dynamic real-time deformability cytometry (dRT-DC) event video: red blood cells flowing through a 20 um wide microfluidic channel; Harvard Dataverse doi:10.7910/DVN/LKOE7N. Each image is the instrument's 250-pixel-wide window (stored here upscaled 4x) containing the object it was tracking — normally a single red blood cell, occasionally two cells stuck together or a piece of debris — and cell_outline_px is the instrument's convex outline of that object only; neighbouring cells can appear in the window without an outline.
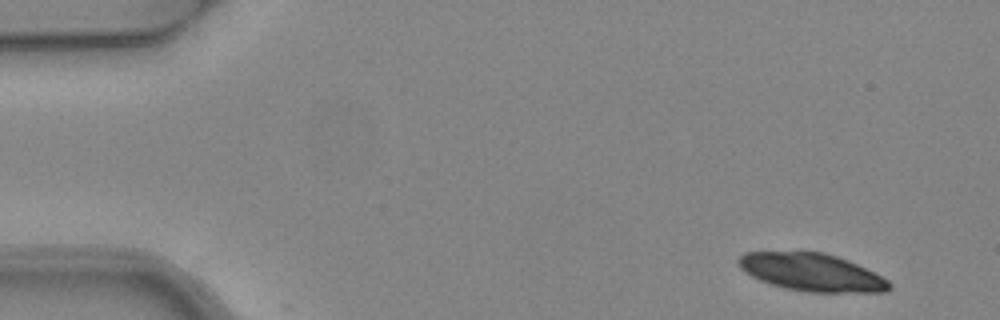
{"species": "common noctule bat (a hibernating species)", "species_latin": "Nyctalus noctula", "temperature_condition": "warm", "stored_images_in_passage": 4, "camera_frame_rate_fps": 3000, "um_per_image_px": 0.085, "animal": {"sex": "female", "body_mass_g": 24.6, "forearm_length_mm": 56.2}, "frame": {"image": 1, "passage_image": 1, "time_ms": 0.0, "image_size_px": [1000, 320], "cell_outline_px": [[892, 288], [884, 292], [808, 292], [784, 288], [760, 280], [744, 272], [740, 268], [736, 260], [744, 252], [824, 252], [848, 260], [888, 280], [892, 284]], "centroid_in_image_um": [68.97, 23.15], "position_along_channel_um": 16.0, "area_um2": 32.95}}